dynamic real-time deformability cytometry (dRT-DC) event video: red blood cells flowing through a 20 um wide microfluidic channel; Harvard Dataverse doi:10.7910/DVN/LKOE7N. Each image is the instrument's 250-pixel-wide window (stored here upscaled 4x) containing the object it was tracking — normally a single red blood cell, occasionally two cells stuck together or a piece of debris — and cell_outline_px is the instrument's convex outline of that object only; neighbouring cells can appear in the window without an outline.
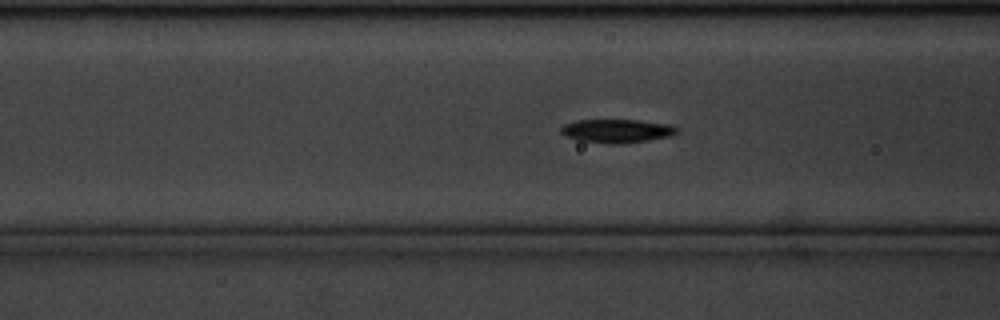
{"species": "common noctule bat (a hibernating species)", "species_latin": "Nyctalus noctula", "temperature_condition": "cold", "stored_images_in_passage": 51, "camera_frame_rate_fps": 3000, "um_per_image_px": 0.085, "animal": {"sex": "male", "body_mass_g": 20.1, "forearm_length_mm": 53.5}, "frame": {"image": 1, "passage_image": 14, "time_ms": 4.333, "image_size_px": [1000, 320], "cell_outline_px": [[680, 132], [672, 136], [648, 140], [616, 144], [608, 144], [580, 140], [568, 136], [560, 132], [560, 128], [564, 124], [576, 120], [640, 120], [672, 124], [680, 128]], "centroid_in_image_um": [52.52, 11.12], "position_along_channel_um": 114.1, "area_um2": 16.07}}
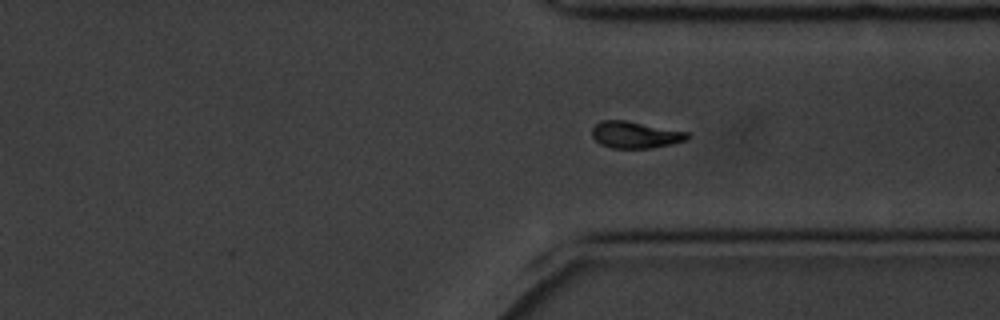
{"frame": {"image": 2, "passage_image": 35, "time_ms": 11.333, "image_size_px": [1000, 320], "cell_outline_px": [[688, 140], [672, 144], [652, 148], [612, 148], [600, 144], [592, 136], [592, 128], [600, 120], [624, 120], [688, 132]], "centroid_in_image_um": [53.98, 11.46], "position_along_channel_um": 357.4, "area_um2": 14.8}}
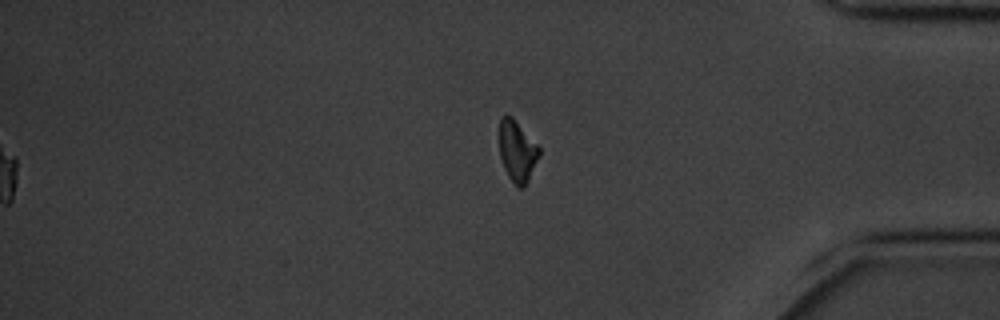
{"frame": {"image": 3, "passage_image": 40, "time_ms": 13.0, "image_size_px": [1000, 320], "cell_outline_px": [[540, 156], [524, 188], [516, 188], [508, 176], [504, 168], [500, 156], [500, 116], [512, 116], [540, 148]], "centroid_in_image_um": [43.97, 12.88], "position_along_channel_um": 391.2, "area_um2": 14.16}, "authors_computed_cell_mechanics": {"area_um2": 15.0858, "velocity_mm_per_s": 3.4793, "shape_relaxation_time_tau1_ms": 1.6898, "shape_relaxation_time_tau2_ms": null, "deformation_change_tau1": 0.1228, "deformation_change_tau2": null}}